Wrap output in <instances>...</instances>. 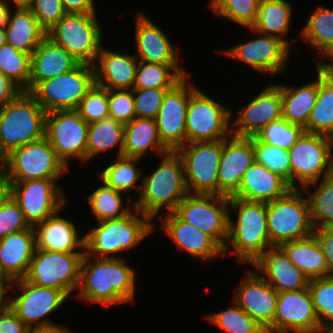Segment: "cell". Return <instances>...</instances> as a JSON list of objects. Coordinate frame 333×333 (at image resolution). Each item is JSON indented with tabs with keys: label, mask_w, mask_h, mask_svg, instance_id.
<instances>
[{
	"label": "cell",
	"mask_w": 333,
	"mask_h": 333,
	"mask_svg": "<svg viewBox=\"0 0 333 333\" xmlns=\"http://www.w3.org/2000/svg\"><path fill=\"white\" fill-rule=\"evenodd\" d=\"M135 270L120 258H95L84 255L81 264L80 291L76 296L105 306L134 301Z\"/></svg>",
	"instance_id": "6da1fadb"
},
{
	"label": "cell",
	"mask_w": 333,
	"mask_h": 333,
	"mask_svg": "<svg viewBox=\"0 0 333 333\" xmlns=\"http://www.w3.org/2000/svg\"><path fill=\"white\" fill-rule=\"evenodd\" d=\"M229 208L238 212L233 223L229 213L228 238L224 255L233 247L239 262L253 264L271 244L267 226V203L229 197ZM232 244V245H231Z\"/></svg>",
	"instance_id": "7a4b0ae2"
},
{
	"label": "cell",
	"mask_w": 333,
	"mask_h": 333,
	"mask_svg": "<svg viewBox=\"0 0 333 333\" xmlns=\"http://www.w3.org/2000/svg\"><path fill=\"white\" fill-rule=\"evenodd\" d=\"M158 168L141 181L140 197L135 203L128 197L134 208L154 219L166 207L173 212L188 194L184 165L176 151L164 154Z\"/></svg>",
	"instance_id": "3957f363"
},
{
	"label": "cell",
	"mask_w": 333,
	"mask_h": 333,
	"mask_svg": "<svg viewBox=\"0 0 333 333\" xmlns=\"http://www.w3.org/2000/svg\"><path fill=\"white\" fill-rule=\"evenodd\" d=\"M151 220L134 208V212L122 218L98 222V227L84 236L85 254L95 258H116V253L131 250L151 234L154 229Z\"/></svg>",
	"instance_id": "277c9868"
},
{
	"label": "cell",
	"mask_w": 333,
	"mask_h": 333,
	"mask_svg": "<svg viewBox=\"0 0 333 333\" xmlns=\"http://www.w3.org/2000/svg\"><path fill=\"white\" fill-rule=\"evenodd\" d=\"M46 114L25 91L0 107V161L13 149L45 137Z\"/></svg>",
	"instance_id": "5b68a950"
},
{
	"label": "cell",
	"mask_w": 333,
	"mask_h": 333,
	"mask_svg": "<svg viewBox=\"0 0 333 333\" xmlns=\"http://www.w3.org/2000/svg\"><path fill=\"white\" fill-rule=\"evenodd\" d=\"M66 170L45 137L13 149L0 161V174L7 182L59 179Z\"/></svg>",
	"instance_id": "8992f818"
},
{
	"label": "cell",
	"mask_w": 333,
	"mask_h": 333,
	"mask_svg": "<svg viewBox=\"0 0 333 333\" xmlns=\"http://www.w3.org/2000/svg\"><path fill=\"white\" fill-rule=\"evenodd\" d=\"M96 13H66L47 37L65 49L80 64L94 65L102 45L103 32Z\"/></svg>",
	"instance_id": "52a82bcc"
},
{
	"label": "cell",
	"mask_w": 333,
	"mask_h": 333,
	"mask_svg": "<svg viewBox=\"0 0 333 333\" xmlns=\"http://www.w3.org/2000/svg\"><path fill=\"white\" fill-rule=\"evenodd\" d=\"M303 197V190L291 189L284 197L267 202V226L273 246L313 235L309 203Z\"/></svg>",
	"instance_id": "ba28073f"
},
{
	"label": "cell",
	"mask_w": 333,
	"mask_h": 333,
	"mask_svg": "<svg viewBox=\"0 0 333 333\" xmlns=\"http://www.w3.org/2000/svg\"><path fill=\"white\" fill-rule=\"evenodd\" d=\"M288 152L292 189H301L320 177L333 175L332 138L304 132Z\"/></svg>",
	"instance_id": "9c48e42d"
},
{
	"label": "cell",
	"mask_w": 333,
	"mask_h": 333,
	"mask_svg": "<svg viewBox=\"0 0 333 333\" xmlns=\"http://www.w3.org/2000/svg\"><path fill=\"white\" fill-rule=\"evenodd\" d=\"M84 255L35 248L23 279L40 287L61 290L70 296L79 286Z\"/></svg>",
	"instance_id": "30bf717a"
},
{
	"label": "cell",
	"mask_w": 333,
	"mask_h": 333,
	"mask_svg": "<svg viewBox=\"0 0 333 333\" xmlns=\"http://www.w3.org/2000/svg\"><path fill=\"white\" fill-rule=\"evenodd\" d=\"M229 210L228 196L188 193L173 212L209 235L224 250L228 238Z\"/></svg>",
	"instance_id": "8fae6325"
},
{
	"label": "cell",
	"mask_w": 333,
	"mask_h": 333,
	"mask_svg": "<svg viewBox=\"0 0 333 333\" xmlns=\"http://www.w3.org/2000/svg\"><path fill=\"white\" fill-rule=\"evenodd\" d=\"M94 84V67L79 64L66 74L40 82L30 94L46 113L55 110H76Z\"/></svg>",
	"instance_id": "7c38bea8"
},
{
	"label": "cell",
	"mask_w": 333,
	"mask_h": 333,
	"mask_svg": "<svg viewBox=\"0 0 333 333\" xmlns=\"http://www.w3.org/2000/svg\"><path fill=\"white\" fill-rule=\"evenodd\" d=\"M222 150L223 139L186 143L176 150L184 165L188 193L218 195Z\"/></svg>",
	"instance_id": "4fadbf2b"
},
{
	"label": "cell",
	"mask_w": 333,
	"mask_h": 333,
	"mask_svg": "<svg viewBox=\"0 0 333 333\" xmlns=\"http://www.w3.org/2000/svg\"><path fill=\"white\" fill-rule=\"evenodd\" d=\"M231 110L197 89L189 98L186 143L217 141L231 133Z\"/></svg>",
	"instance_id": "5bb4252c"
},
{
	"label": "cell",
	"mask_w": 333,
	"mask_h": 333,
	"mask_svg": "<svg viewBox=\"0 0 333 333\" xmlns=\"http://www.w3.org/2000/svg\"><path fill=\"white\" fill-rule=\"evenodd\" d=\"M56 180L8 182L9 194L19 205L30 227L43 223L66 205L67 199Z\"/></svg>",
	"instance_id": "9a60e30c"
},
{
	"label": "cell",
	"mask_w": 333,
	"mask_h": 333,
	"mask_svg": "<svg viewBox=\"0 0 333 333\" xmlns=\"http://www.w3.org/2000/svg\"><path fill=\"white\" fill-rule=\"evenodd\" d=\"M88 129L89 124L76 110H55L46 114L45 138L67 167L72 158L87 162Z\"/></svg>",
	"instance_id": "2e32d148"
},
{
	"label": "cell",
	"mask_w": 333,
	"mask_h": 333,
	"mask_svg": "<svg viewBox=\"0 0 333 333\" xmlns=\"http://www.w3.org/2000/svg\"><path fill=\"white\" fill-rule=\"evenodd\" d=\"M10 288L15 292L21 289L20 295L9 298V307L29 329L54 325L47 316L59 309L69 297L61 290L40 287L24 279L11 281Z\"/></svg>",
	"instance_id": "e0dca14e"
},
{
	"label": "cell",
	"mask_w": 333,
	"mask_h": 333,
	"mask_svg": "<svg viewBox=\"0 0 333 333\" xmlns=\"http://www.w3.org/2000/svg\"><path fill=\"white\" fill-rule=\"evenodd\" d=\"M184 77L163 97L161 107L155 118L159 137L170 150L176 151L186 144V115L190 96L197 90Z\"/></svg>",
	"instance_id": "ac0fdd59"
},
{
	"label": "cell",
	"mask_w": 333,
	"mask_h": 333,
	"mask_svg": "<svg viewBox=\"0 0 333 333\" xmlns=\"http://www.w3.org/2000/svg\"><path fill=\"white\" fill-rule=\"evenodd\" d=\"M266 333H323L319 327L308 287L302 290L279 292L273 323Z\"/></svg>",
	"instance_id": "d6986e66"
},
{
	"label": "cell",
	"mask_w": 333,
	"mask_h": 333,
	"mask_svg": "<svg viewBox=\"0 0 333 333\" xmlns=\"http://www.w3.org/2000/svg\"><path fill=\"white\" fill-rule=\"evenodd\" d=\"M258 39L240 43L223 53L239 59L259 73L276 74L283 72L289 60L290 47L280 38L258 33Z\"/></svg>",
	"instance_id": "ffe728a7"
},
{
	"label": "cell",
	"mask_w": 333,
	"mask_h": 333,
	"mask_svg": "<svg viewBox=\"0 0 333 333\" xmlns=\"http://www.w3.org/2000/svg\"><path fill=\"white\" fill-rule=\"evenodd\" d=\"M245 274L233 300L266 330L273 323L278 292L259 273L246 271Z\"/></svg>",
	"instance_id": "44dd1931"
},
{
	"label": "cell",
	"mask_w": 333,
	"mask_h": 333,
	"mask_svg": "<svg viewBox=\"0 0 333 333\" xmlns=\"http://www.w3.org/2000/svg\"><path fill=\"white\" fill-rule=\"evenodd\" d=\"M231 123V133L240 137L255 136L272 121L282 117L280 85H267ZM235 127V128H234Z\"/></svg>",
	"instance_id": "7402d4cb"
},
{
	"label": "cell",
	"mask_w": 333,
	"mask_h": 333,
	"mask_svg": "<svg viewBox=\"0 0 333 333\" xmlns=\"http://www.w3.org/2000/svg\"><path fill=\"white\" fill-rule=\"evenodd\" d=\"M254 161L253 136L231 134V137L223 139L218 169V195L232 196L238 190L243 174Z\"/></svg>",
	"instance_id": "603a6c76"
},
{
	"label": "cell",
	"mask_w": 333,
	"mask_h": 333,
	"mask_svg": "<svg viewBox=\"0 0 333 333\" xmlns=\"http://www.w3.org/2000/svg\"><path fill=\"white\" fill-rule=\"evenodd\" d=\"M252 266L259 270L258 273L278 293L308 287L309 279L289 260L279 246L269 248Z\"/></svg>",
	"instance_id": "cb8c5ba5"
},
{
	"label": "cell",
	"mask_w": 333,
	"mask_h": 333,
	"mask_svg": "<svg viewBox=\"0 0 333 333\" xmlns=\"http://www.w3.org/2000/svg\"><path fill=\"white\" fill-rule=\"evenodd\" d=\"M138 62L135 55L105 50L101 46L93 65L95 84L108 90H132Z\"/></svg>",
	"instance_id": "d4e9b609"
},
{
	"label": "cell",
	"mask_w": 333,
	"mask_h": 333,
	"mask_svg": "<svg viewBox=\"0 0 333 333\" xmlns=\"http://www.w3.org/2000/svg\"><path fill=\"white\" fill-rule=\"evenodd\" d=\"M162 223L166 235L179 249L194 258L213 260L224 255L223 249L206 233L181 220L174 212H167Z\"/></svg>",
	"instance_id": "484cf974"
},
{
	"label": "cell",
	"mask_w": 333,
	"mask_h": 333,
	"mask_svg": "<svg viewBox=\"0 0 333 333\" xmlns=\"http://www.w3.org/2000/svg\"><path fill=\"white\" fill-rule=\"evenodd\" d=\"M291 189L279 174L254 161L243 174L238 190L231 197L267 203L284 197Z\"/></svg>",
	"instance_id": "4316f807"
},
{
	"label": "cell",
	"mask_w": 333,
	"mask_h": 333,
	"mask_svg": "<svg viewBox=\"0 0 333 333\" xmlns=\"http://www.w3.org/2000/svg\"><path fill=\"white\" fill-rule=\"evenodd\" d=\"M135 18V43L139 61L159 64H179L175 48L167 35L145 15Z\"/></svg>",
	"instance_id": "83f0119b"
},
{
	"label": "cell",
	"mask_w": 333,
	"mask_h": 333,
	"mask_svg": "<svg viewBox=\"0 0 333 333\" xmlns=\"http://www.w3.org/2000/svg\"><path fill=\"white\" fill-rule=\"evenodd\" d=\"M79 64L65 49L46 37L31 55L29 93L40 82L66 74Z\"/></svg>",
	"instance_id": "f1b7e54d"
},
{
	"label": "cell",
	"mask_w": 333,
	"mask_h": 333,
	"mask_svg": "<svg viewBox=\"0 0 333 333\" xmlns=\"http://www.w3.org/2000/svg\"><path fill=\"white\" fill-rule=\"evenodd\" d=\"M35 248L34 227L0 239V268L10 281L25 277Z\"/></svg>",
	"instance_id": "f546056e"
},
{
	"label": "cell",
	"mask_w": 333,
	"mask_h": 333,
	"mask_svg": "<svg viewBox=\"0 0 333 333\" xmlns=\"http://www.w3.org/2000/svg\"><path fill=\"white\" fill-rule=\"evenodd\" d=\"M60 210L34 227L36 248L53 252L85 253L84 236L80 238L76 225L59 217ZM82 248V252L78 249Z\"/></svg>",
	"instance_id": "4dcf8cb0"
},
{
	"label": "cell",
	"mask_w": 333,
	"mask_h": 333,
	"mask_svg": "<svg viewBox=\"0 0 333 333\" xmlns=\"http://www.w3.org/2000/svg\"><path fill=\"white\" fill-rule=\"evenodd\" d=\"M10 11L5 27L6 41L17 51L32 55L39 44L47 37V31L28 7H15Z\"/></svg>",
	"instance_id": "1f68e13d"
},
{
	"label": "cell",
	"mask_w": 333,
	"mask_h": 333,
	"mask_svg": "<svg viewBox=\"0 0 333 333\" xmlns=\"http://www.w3.org/2000/svg\"><path fill=\"white\" fill-rule=\"evenodd\" d=\"M318 95L305 132L333 139V65L317 64Z\"/></svg>",
	"instance_id": "d6a6232c"
},
{
	"label": "cell",
	"mask_w": 333,
	"mask_h": 333,
	"mask_svg": "<svg viewBox=\"0 0 333 333\" xmlns=\"http://www.w3.org/2000/svg\"><path fill=\"white\" fill-rule=\"evenodd\" d=\"M150 149L159 156L170 152L159 137L155 119L136 117L124 124L122 156L141 159Z\"/></svg>",
	"instance_id": "836d02e7"
},
{
	"label": "cell",
	"mask_w": 333,
	"mask_h": 333,
	"mask_svg": "<svg viewBox=\"0 0 333 333\" xmlns=\"http://www.w3.org/2000/svg\"><path fill=\"white\" fill-rule=\"evenodd\" d=\"M279 247L309 280L328 277L326 259L314 235L282 243Z\"/></svg>",
	"instance_id": "e575fe53"
},
{
	"label": "cell",
	"mask_w": 333,
	"mask_h": 333,
	"mask_svg": "<svg viewBox=\"0 0 333 333\" xmlns=\"http://www.w3.org/2000/svg\"><path fill=\"white\" fill-rule=\"evenodd\" d=\"M282 118L288 122L307 126L318 95V78L300 88L280 85Z\"/></svg>",
	"instance_id": "d590c367"
},
{
	"label": "cell",
	"mask_w": 333,
	"mask_h": 333,
	"mask_svg": "<svg viewBox=\"0 0 333 333\" xmlns=\"http://www.w3.org/2000/svg\"><path fill=\"white\" fill-rule=\"evenodd\" d=\"M291 15L292 7L286 0H264L259 2L255 23L249 29L256 34L280 38L291 48V41L285 39L291 27Z\"/></svg>",
	"instance_id": "8d00e7d4"
},
{
	"label": "cell",
	"mask_w": 333,
	"mask_h": 333,
	"mask_svg": "<svg viewBox=\"0 0 333 333\" xmlns=\"http://www.w3.org/2000/svg\"><path fill=\"white\" fill-rule=\"evenodd\" d=\"M301 36L308 45L317 49L323 58H329L332 63L318 61L317 64L333 65V9L319 6L309 17L301 30Z\"/></svg>",
	"instance_id": "74e56055"
},
{
	"label": "cell",
	"mask_w": 333,
	"mask_h": 333,
	"mask_svg": "<svg viewBox=\"0 0 333 333\" xmlns=\"http://www.w3.org/2000/svg\"><path fill=\"white\" fill-rule=\"evenodd\" d=\"M124 125L112 117L89 124L87 135V161L102 151L119 146L117 157L122 156Z\"/></svg>",
	"instance_id": "f35d334b"
},
{
	"label": "cell",
	"mask_w": 333,
	"mask_h": 333,
	"mask_svg": "<svg viewBox=\"0 0 333 333\" xmlns=\"http://www.w3.org/2000/svg\"><path fill=\"white\" fill-rule=\"evenodd\" d=\"M179 64H159L140 61L133 89L173 88L189 76Z\"/></svg>",
	"instance_id": "ab89813d"
},
{
	"label": "cell",
	"mask_w": 333,
	"mask_h": 333,
	"mask_svg": "<svg viewBox=\"0 0 333 333\" xmlns=\"http://www.w3.org/2000/svg\"><path fill=\"white\" fill-rule=\"evenodd\" d=\"M320 180L301 188L305 195L308 194L310 218L314 229L333 227V175ZM313 184H318V187L311 193L309 188Z\"/></svg>",
	"instance_id": "60d3db41"
},
{
	"label": "cell",
	"mask_w": 333,
	"mask_h": 333,
	"mask_svg": "<svg viewBox=\"0 0 333 333\" xmlns=\"http://www.w3.org/2000/svg\"><path fill=\"white\" fill-rule=\"evenodd\" d=\"M116 161L107 166L99 173V178L108 187H111L122 193H129L130 189L136 188L137 192L141 190L138 180L142 179L141 172L137 168L135 162H139L140 158L119 156Z\"/></svg>",
	"instance_id": "b9f144b4"
},
{
	"label": "cell",
	"mask_w": 333,
	"mask_h": 333,
	"mask_svg": "<svg viewBox=\"0 0 333 333\" xmlns=\"http://www.w3.org/2000/svg\"><path fill=\"white\" fill-rule=\"evenodd\" d=\"M102 184L87 197L90 209L97 222L119 219L134 210V205L122 207V192L108 187L104 182Z\"/></svg>",
	"instance_id": "7bdbcfd3"
},
{
	"label": "cell",
	"mask_w": 333,
	"mask_h": 333,
	"mask_svg": "<svg viewBox=\"0 0 333 333\" xmlns=\"http://www.w3.org/2000/svg\"><path fill=\"white\" fill-rule=\"evenodd\" d=\"M225 333H266V331L236 303L206 317Z\"/></svg>",
	"instance_id": "ee69618b"
},
{
	"label": "cell",
	"mask_w": 333,
	"mask_h": 333,
	"mask_svg": "<svg viewBox=\"0 0 333 333\" xmlns=\"http://www.w3.org/2000/svg\"><path fill=\"white\" fill-rule=\"evenodd\" d=\"M308 289L318 317L319 327L324 332L333 327V278L309 280Z\"/></svg>",
	"instance_id": "f6af8a7d"
},
{
	"label": "cell",
	"mask_w": 333,
	"mask_h": 333,
	"mask_svg": "<svg viewBox=\"0 0 333 333\" xmlns=\"http://www.w3.org/2000/svg\"><path fill=\"white\" fill-rule=\"evenodd\" d=\"M258 0H211L214 14L241 26L252 27L257 17Z\"/></svg>",
	"instance_id": "bcb514c9"
},
{
	"label": "cell",
	"mask_w": 333,
	"mask_h": 333,
	"mask_svg": "<svg viewBox=\"0 0 333 333\" xmlns=\"http://www.w3.org/2000/svg\"><path fill=\"white\" fill-rule=\"evenodd\" d=\"M31 55L6 43L0 47V71L29 92Z\"/></svg>",
	"instance_id": "7dc6e473"
},
{
	"label": "cell",
	"mask_w": 333,
	"mask_h": 333,
	"mask_svg": "<svg viewBox=\"0 0 333 333\" xmlns=\"http://www.w3.org/2000/svg\"><path fill=\"white\" fill-rule=\"evenodd\" d=\"M255 162L265 166L271 172L279 174L291 187V166L289 152L286 149L271 146L253 136Z\"/></svg>",
	"instance_id": "c3c4849f"
},
{
	"label": "cell",
	"mask_w": 333,
	"mask_h": 333,
	"mask_svg": "<svg viewBox=\"0 0 333 333\" xmlns=\"http://www.w3.org/2000/svg\"><path fill=\"white\" fill-rule=\"evenodd\" d=\"M305 132L300 125L280 118L270 122L255 136L263 143L289 150Z\"/></svg>",
	"instance_id": "681fc988"
},
{
	"label": "cell",
	"mask_w": 333,
	"mask_h": 333,
	"mask_svg": "<svg viewBox=\"0 0 333 333\" xmlns=\"http://www.w3.org/2000/svg\"><path fill=\"white\" fill-rule=\"evenodd\" d=\"M76 111L88 124L109 117L108 89L94 84L80 101Z\"/></svg>",
	"instance_id": "f907efd6"
},
{
	"label": "cell",
	"mask_w": 333,
	"mask_h": 333,
	"mask_svg": "<svg viewBox=\"0 0 333 333\" xmlns=\"http://www.w3.org/2000/svg\"><path fill=\"white\" fill-rule=\"evenodd\" d=\"M172 88L132 89L136 117L155 119L164 95Z\"/></svg>",
	"instance_id": "816d5d0a"
},
{
	"label": "cell",
	"mask_w": 333,
	"mask_h": 333,
	"mask_svg": "<svg viewBox=\"0 0 333 333\" xmlns=\"http://www.w3.org/2000/svg\"><path fill=\"white\" fill-rule=\"evenodd\" d=\"M30 228L17 202L10 194L0 204V239Z\"/></svg>",
	"instance_id": "f5cc1de1"
},
{
	"label": "cell",
	"mask_w": 333,
	"mask_h": 333,
	"mask_svg": "<svg viewBox=\"0 0 333 333\" xmlns=\"http://www.w3.org/2000/svg\"><path fill=\"white\" fill-rule=\"evenodd\" d=\"M109 117L123 125L136 118L133 90H108Z\"/></svg>",
	"instance_id": "db71d44e"
},
{
	"label": "cell",
	"mask_w": 333,
	"mask_h": 333,
	"mask_svg": "<svg viewBox=\"0 0 333 333\" xmlns=\"http://www.w3.org/2000/svg\"><path fill=\"white\" fill-rule=\"evenodd\" d=\"M28 8L46 31L66 14L61 0H34Z\"/></svg>",
	"instance_id": "11a10c76"
},
{
	"label": "cell",
	"mask_w": 333,
	"mask_h": 333,
	"mask_svg": "<svg viewBox=\"0 0 333 333\" xmlns=\"http://www.w3.org/2000/svg\"><path fill=\"white\" fill-rule=\"evenodd\" d=\"M313 235L317 239L328 266V277L333 278V227L315 228Z\"/></svg>",
	"instance_id": "9f6ffc18"
},
{
	"label": "cell",
	"mask_w": 333,
	"mask_h": 333,
	"mask_svg": "<svg viewBox=\"0 0 333 333\" xmlns=\"http://www.w3.org/2000/svg\"><path fill=\"white\" fill-rule=\"evenodd\" d=\"M29 330L9 306L0 308V333H27Z\"/></svg>",
	"instance_id": "6f0895ef"
},
{
	"label": "cell",
	"mask_w": 333,
	"mask_h": 333,
	"mask_svg": "<svg viewBox=\"0 0 333 333\" xmlns=\"http://www.w3.org/2000/svg\"><path fill=\"white\" fill-rule=\"evenodd\" d=\"M24 89L0 71V107L18 98Z\"/></svg>",
	"instance_id": "680465c9"
},
{
	"label": "cell",
	"mask_w": 333,
	"mask_h": 333,
	"mask_svg": "<svg viewBox=\"0 0 333 333\" xmlns=\"http://www.w3.org/2000/svg\"><path fill=\"white\" fill-rule=\"evenodd\" d=\"M66 13H96L95 0H61Z\"/></svg>",
	"instance_id": "91938a15"
},
{
	"label": "cell",
	"mask_w": 333,
	"mask_h": 333,
	"mask_svg": "<svg viewBox=\"0 0 333 333\" xmlns=\"http://www.w3.org/2000/svg\"><path fill=\"white\" fill-rule=\"evenodd\" d=\"M31 333H72L67 327L54 324L49 326L31 328Z\"/></svg>",
	"instance_id": "94428289"
},
{
	"label": "cell",
	"mask_w": 333,
	"mask_h": 333,
	"mask_svg": "<svg viewBox=\"0 0 333 333\" xmlns=\"http://www.w3.org/2000/svg\"><path fill=\"white\" fill-rule=\"evenodd\" d=\"M10 286L9 279H0V308L9 306V297L6 296V292L11 290Z\"/></svg>",
	"instance_id": "6125c7cd"
},
{
	"label": "cell",
	"mask_w": 333,
	"mask_h": 333,
	"mask_svg": "<svg viewBox=\"0 0 333 333\" xmlns=\"http://www.w3.org/2000/svg\"><path fill=\"white\" fill-rule=\"evenodd\" d=\"M6 1L0 0V28H5L8 22L10 6H7Z\"/></svg>",
	"instance_id": "be15d7a7"
},
{
	"label": "cell",
	"mask_w": 333,
	"mask_h": 333,
	"mask_svg": "<svg viewBox=\"0 0 333 333\" xmlns=\"http://www.w3.org/2000/svg\"><path fill=\"white\" fill-rule=\"evenodd\" d=\"M9 194V184L6 179L0 174V204Z\"/></svg>",
	"instance_id": "e7e4bbea"
},
{
	"label": "cell",
	"mask_w": 333,
	"mask_h": 333,
	"mask_svg": "<svg viewBox=\"0 0 333 333\" xmlns=\"http://www.w3.org/2000/svg\"><path fill=\"white\" fill-rule=\"evenodd\" d=\"M15 3V7H29L34 0H12Z\"/></svg>",
	"instance_id": "03108f58"
},
{
	"label": "cell",
	"mask_w": 333,
	"mask_h": 333,
	"mask_svg": "<svg viewBox=\"0 0 333 333\" xmlns=\"http://www.w3.org/2000/svg\"><path fill=\"white\" fill-rule=\"evenodd\" d=\"M6 43L5 28H0V47Z\"/></svg>",
	"instance_id": "003e7915"
},
{
	"label": "cell",
	"mask_w": 333,
	"mask_h": 333,
	"mask_svg": "<svg viewBox=\"0 0 333 333\" xmlns=\"http://www.w3.org/2000/svg\"><path fill=\"white\" fill-rule=\"evenodd\" d=\"M0 279H8L2 272L1 268H0Z\"/></svg>",
	"instance_id": "a7ac6f4b"
},
{
	"label": "cell",
	"mask_w": 333,
	"mask_h": 333,
	"mask_svg": "<svg viewBox=\"0 0 333 333\" xmlns=\"http://www.w3.org/2000/svg\"><path fill=\"white\" fill-rule=\"evenodd\" d=\"M323 333H333V327L326 329Z\"/></svg>",
	"instance_id": "89a4df30"
}]
</instances>
